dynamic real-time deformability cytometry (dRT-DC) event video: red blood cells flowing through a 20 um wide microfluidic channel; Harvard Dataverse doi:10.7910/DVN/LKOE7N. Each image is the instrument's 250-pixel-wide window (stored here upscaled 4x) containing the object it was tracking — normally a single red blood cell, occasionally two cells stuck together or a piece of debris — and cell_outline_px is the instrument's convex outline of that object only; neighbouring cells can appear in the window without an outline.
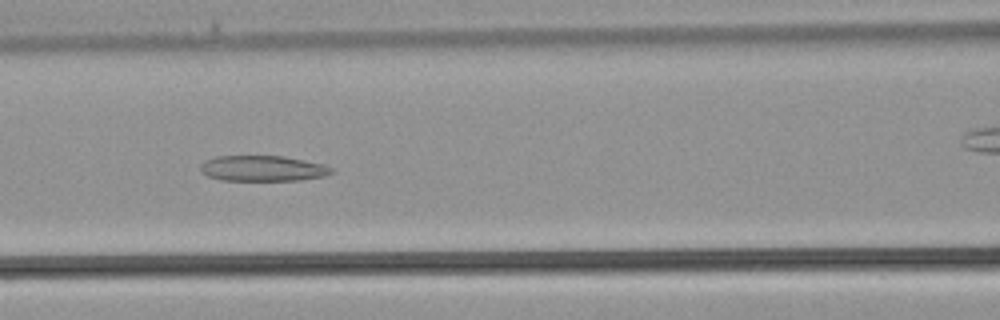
{"species": "common noctule bat (a hibernating species)", "species_latin": "Nyctalus noctula", "temperature_condition": "warm", "stored_images_in_passage": 33, "camera_frame_rate_fps": 3000, "um_per_image_px": 0.085, "animal": {"sex": "male", "body_mass_g": 21.5, "forearm_length_mm": 52.0}, "frame": {"image": 1, "passage_image": 11, "time_ms": 3.333, "image_size_px": [1000, 320], "cell_outline_px": [[336, 172], [324, 176], [300, 180], [220, 180], [208, 176], [200, 172], [200, 164], [216, 156], [284, 156], [324, 164], [332, 168]], "centroid_in_image_um": [22.35, 14.31], "position_along_channel_um": 144.2, "area_um2": 19.59}}
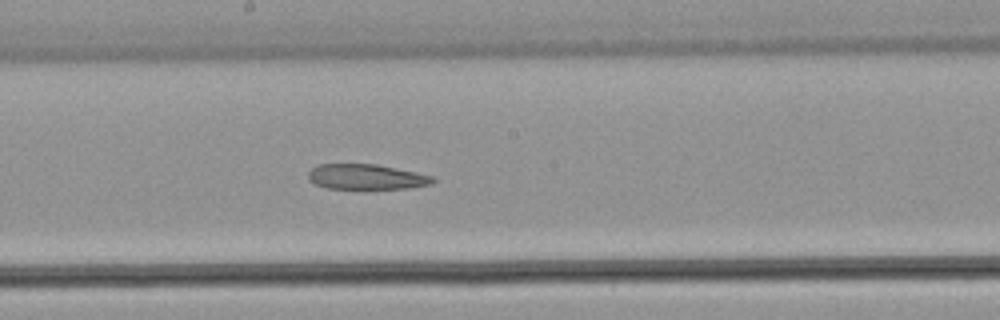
{"frame": {"image": 2, "passage_image": 15, "time_ms": 4.667, "image_size_px": [1000, 320], "cell_outline_px": [[436, 180], [432, 184], [408, 188], [364, 192], [328, 188], [316, 184], [308, 180], [308, 172], [312, 168], [320, 164], [376, 164], [436, 176]], "centroid_in_image_um": [31.17, 15.09], "position_along_channel_um": 217.0, "area_um2": 19.42}}
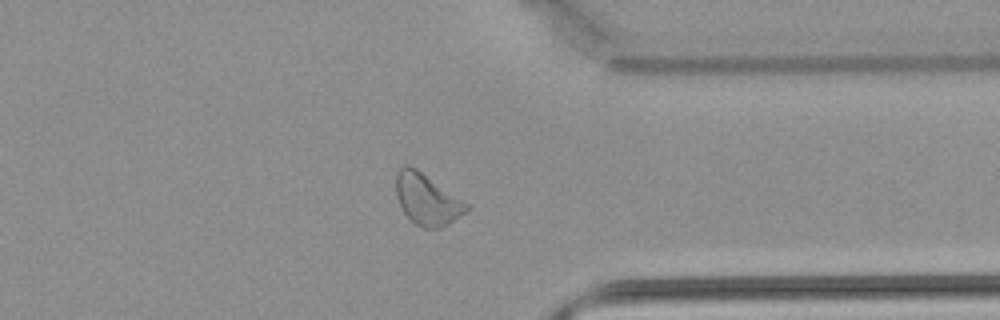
{"frame": {"image": 3, "passage_image": 24, "time_ms": 7.667, "image_size_px": [1000, 320], "cell_outline_px": [[472, 208], [468, 212], [448, 224], [440, 228], [424, 228], [416, 224], [404, 212], [396, 196], [396, 172], [404, 164], [408, 164], [416, 168], [472, 204]], "centroid_in_image_um": [36.36, 16.93], "position_along_channel_um": 375.0, "area_um2": 21.44}}